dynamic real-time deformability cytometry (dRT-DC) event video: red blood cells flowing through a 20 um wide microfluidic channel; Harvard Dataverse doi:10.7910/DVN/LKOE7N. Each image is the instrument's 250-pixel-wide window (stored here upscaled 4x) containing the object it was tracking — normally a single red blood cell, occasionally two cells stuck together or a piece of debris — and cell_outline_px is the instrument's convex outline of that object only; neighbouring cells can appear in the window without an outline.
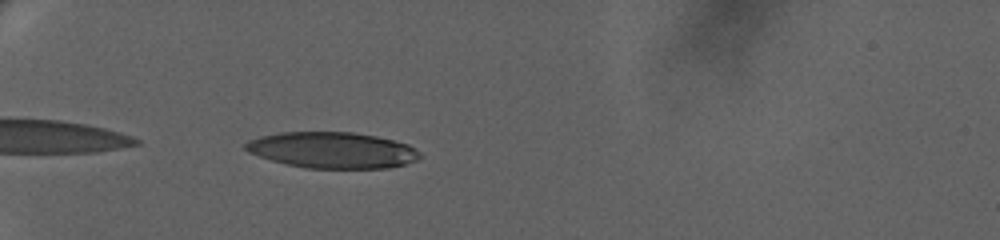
{"species": "human", "species_latin": "Homo sapiens", "temperature_condition": "warm", "stored_images_in_passage": 12, "camera_frame_rate_fps": 3000, "um_per_image_px": 0.085, "donor": {"sex": "female"}, "frame": {"image": 1, "passage_image": 3, "time_ms": 0.667, "image_size_px": [1000, 240], "cell_outline_px": [[420, 156], [416, 160], [404, 164], [384, 168], [304, 168], [272, 160], [248, 152], [244, 148], [244, 144], [248, 140], [260, 136], [280, 132], [352, 132], [376, 136], [408, 144], [420, 152]], "centroid_in_image_um": [28.22, 12.75], "position_along_channel_um": 56.8, "area_um2": 36.47}}
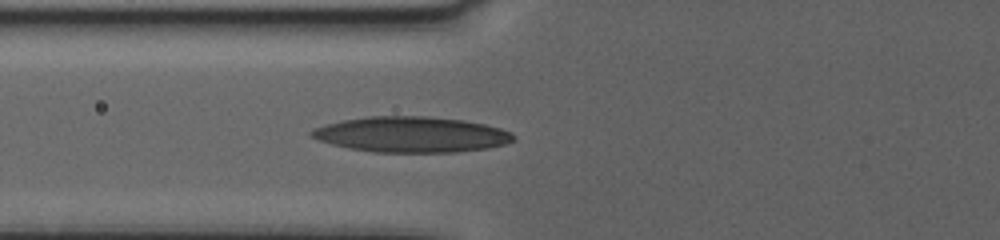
{"frame": {"image": 2, "passage_image": 9, "time_ms": 2.667, "image_size_px": [1000, 240], "cell_outline_px": [[516, 136], [512, 140], [504, 144], [488, 148], [456, 152], [372, 152], [348, 148], [332, 144], [320, 140], [312, 136], [308, 132], [316, 128], [328, 124], [344, 120], [368, 116], [428, 116], [464, 120], [484, 124], [500, 128], [512, 132]], "centroid_in_image_um": [34.99, 11.43], "position_along_channel_um": 90.8, "area_um2": 41.73}}
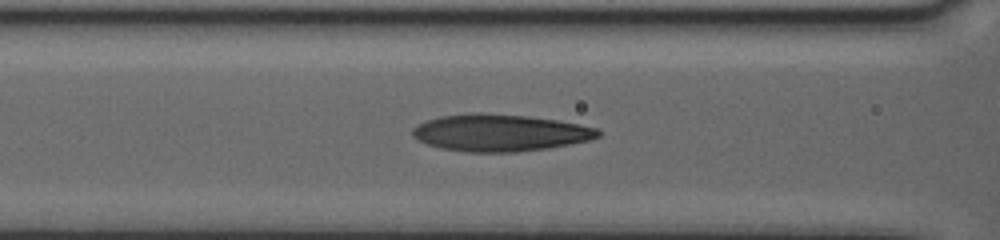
{"frame": {"image": 3, "passage_image": 12, "time_ms": 3.667, "image_size_px": [1000, 240], "cell_outline_px": [[600, 136], [588, 140], [548, 148], [516, 152], [464, 152], [440, 148], [428, 144], [412, 136], [412, 128], [416, 124], [440, 116], [468, 112], [480, 112], [528, 116], [556, 120], [580, 124], [596, 128], [600, 132]], "centroid_in_image_um": [42.45, 11.27], "position_along_channel_um": 124.1, "area_um2": 40.11}}